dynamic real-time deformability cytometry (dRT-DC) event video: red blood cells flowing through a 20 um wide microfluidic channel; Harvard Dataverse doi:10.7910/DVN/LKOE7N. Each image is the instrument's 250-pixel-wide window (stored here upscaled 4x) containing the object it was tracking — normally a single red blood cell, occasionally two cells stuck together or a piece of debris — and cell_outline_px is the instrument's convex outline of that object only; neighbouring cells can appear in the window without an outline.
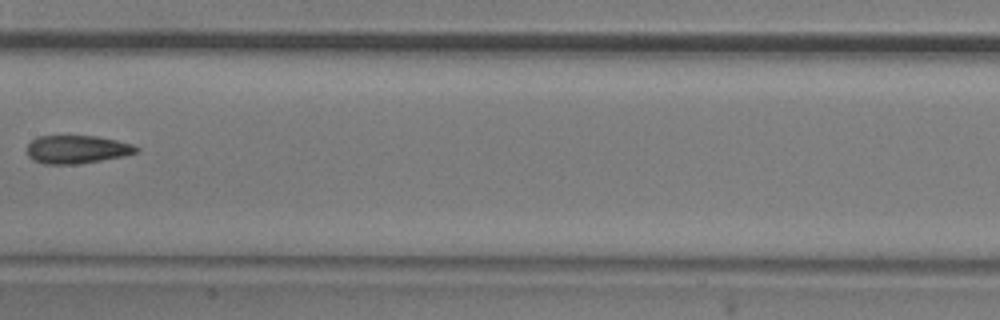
{"species": "common noctule bat (a hibernating species)", "species_latin": "Nyctalus noctula", "temperature_condition": "room temperature", "stored_images_in_passage": 8, "camera_frame_rate_fps": 3000, "um_per_image_px": 0.085, "animal": {"sex": "male", "body_mass_g": 20.5, "forearm_length_mm": 52.5}, "frame": {"image": 1, "passage_image": 8, "time_ms": 2.333, "image_size_px": [1000, 320], "cell_outline_px": [[140, 148], [136, 152], [124, 156], [76, 164], [44, 164], [32, 160], [28, 156], [28, 144], [32, 140], [40, 136], [96, 136], [116, 140], [132, 144]], "centroid_in_image_um": [6.53, 12.7], "position_along_channel_um": 200.9, "area_um2": 17.8}}